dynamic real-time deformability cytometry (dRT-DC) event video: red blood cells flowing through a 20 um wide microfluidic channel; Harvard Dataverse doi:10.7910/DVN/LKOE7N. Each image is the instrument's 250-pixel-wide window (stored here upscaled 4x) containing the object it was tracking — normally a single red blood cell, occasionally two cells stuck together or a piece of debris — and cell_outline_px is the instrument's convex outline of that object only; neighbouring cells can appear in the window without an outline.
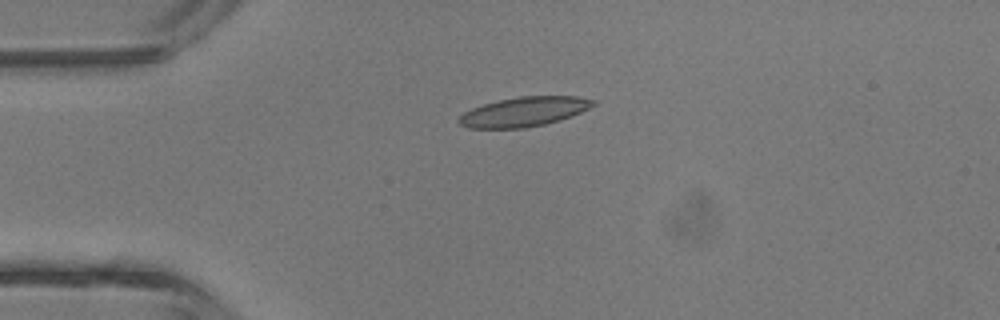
{"species": "common noctule bat (a hibernating species)", "species_latin": "Nyctalus noctula", "temperature_condition": "room temperature", "stored_images_in_passage": 4, "camera_frame_rate_fps": 3000, "um_per_image_px": 0.085, "animal": {"sex": "male", "body_mass_g": 13.3}, "frame": {"image": 1, "passage_image": 2, "time_ms": 1.0, "image_size_px": [1000, 320], "cell_outline_px": [[596, 104], [572, 116], [560, 120], [544, 124], [524, 128], [468, 128], [460, 124], [456, 120], [464, 112], [472, 108], [484, 104], [500, 100], [520, 96], [576, 96], [596, 100]], "centroid_in_image_um": [44.54, 9.5], "position_along_channel_um": 40.5, "area_um2": 23.0}}
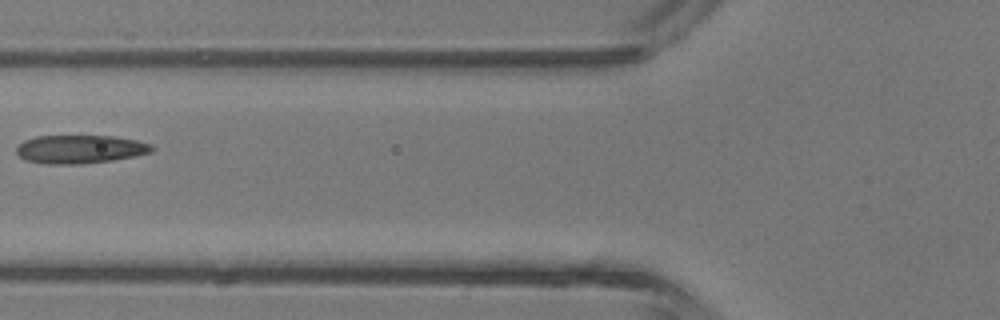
{"frame": {"image": 2, "passage_image": 4, "time_ms": 3.333, "image_size_px": [1000, 320], "cell_outline_px": [[152, 152], [136, 156], [112, 160], [80, 164], [48, 164], [28, 160], [20, 156], [16, 152], [16, 148], [24, 140], [36, 136], [112, 136], [136, 140], [152, 144]], "centroid_in_image_um": [6.82, 12.68], "position_along_channel_um": 119.0, "area_um2": 22.25}}